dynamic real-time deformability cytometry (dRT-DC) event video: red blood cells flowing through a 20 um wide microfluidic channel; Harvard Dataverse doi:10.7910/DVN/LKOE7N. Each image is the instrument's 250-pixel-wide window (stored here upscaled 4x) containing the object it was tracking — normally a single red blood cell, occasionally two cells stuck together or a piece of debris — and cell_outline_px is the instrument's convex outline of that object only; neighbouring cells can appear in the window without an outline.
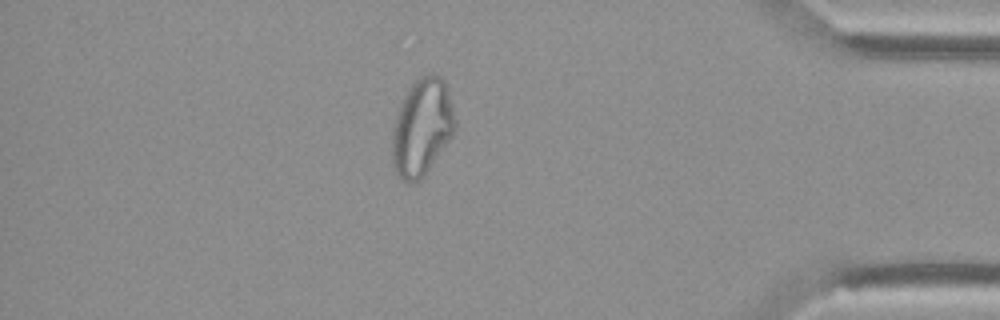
{"species": "Egyptian fruit bat (a non-hibernating species)", "species_latin": "Rousettus aegyptiacus", "temperature_condition": "cold", "stored_images_in_passage": 55, "camera_frame_rate_fps": 3000, "um_per_image_px": 0.085, "animal": {"sex": "female"}, "frame": {"image": 1, "passage_image": 47, "time_ms": 15.333, "image_size_px": [1000, 320], "cell_outline_px": [[456, 128], [452, 136], [424, 176], [420, 180], [412, 184], [408, 184], [396, 172], [392, 164], [392, 128], [400, 104], [408, 88], [420, 76], [428, 72], [432, 72], [440, 76], [444, 80], [448, 88], [456, 120]], "centroid_in_image_um": [35.87, 10.8], "position_along_channel_um": 399.3, "area_um2": 35.95}}